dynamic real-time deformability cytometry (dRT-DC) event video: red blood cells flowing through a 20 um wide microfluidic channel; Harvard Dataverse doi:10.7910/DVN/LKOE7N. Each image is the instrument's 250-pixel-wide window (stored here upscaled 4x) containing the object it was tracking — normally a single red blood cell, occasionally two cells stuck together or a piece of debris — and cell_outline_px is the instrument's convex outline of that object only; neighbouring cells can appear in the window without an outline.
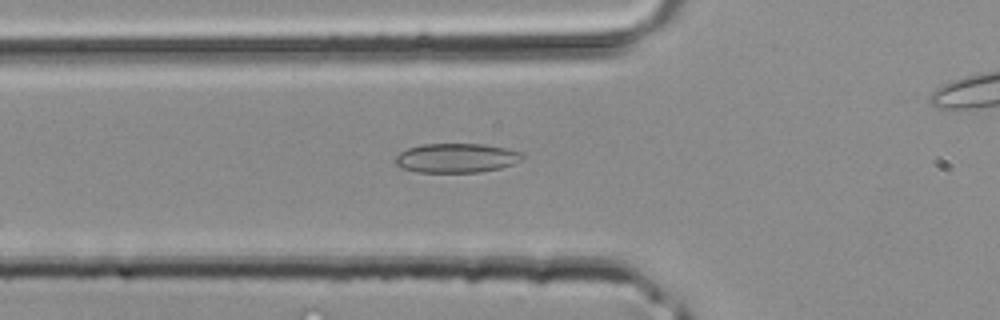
{"species": "common noctule bat (a hibernating species)", "species_latin": "Nyctalus noctula", "temperature_condition": "room temperature", "stored_images_in_passage": 25, "camera_frame_rate_fps": 3000, "um_per_image_px": 0.085, "animal": {"sex": "male", "body_mass_g": 20.4}, "frame": {"image": 1, "passage_image": 4, "time_ms": 1.0, "image_size_px": [1000, 320], "cell_outline_px": [[524, 156], [520, 160], [512, 164], [500, 168], [480, 172], [416, 172], [404, 168], [396, 164], [396, 156], [400, 152], [408, 148], [420, 144], [484, 144], [524, 152]], "centroid_in_image_um": [38.81, 13.42], "position_along_channel_um": 87.0, "area_um2": 21.62}}
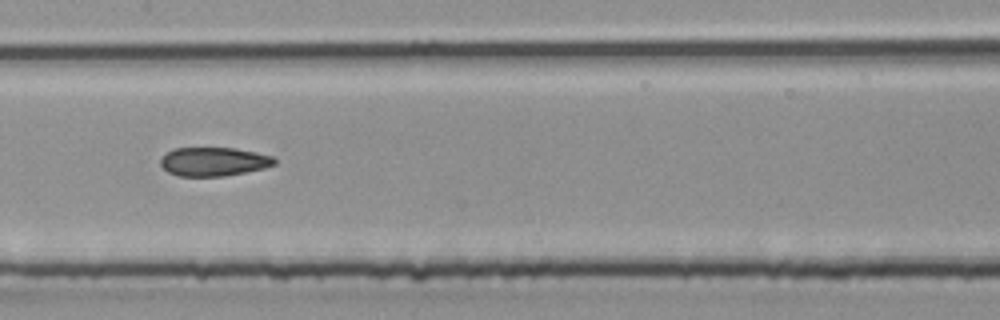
{"frame": {"image": 2, "passage_image": 10, "time_ms": 3.0, "image_size_px": [1000, 320], "cell_outline_px": [[276, 164], [264, 168], [224, 176], [180, 176], [168, 172], [160, 164], [160, 160], [172, 148], [236, 148], [256, 152], [272, 156], [276, 160]], "centroid_in_image_um": [18.17, 13.73], "position_along_channel_um": 189.2, "area_um2": 19.02}}
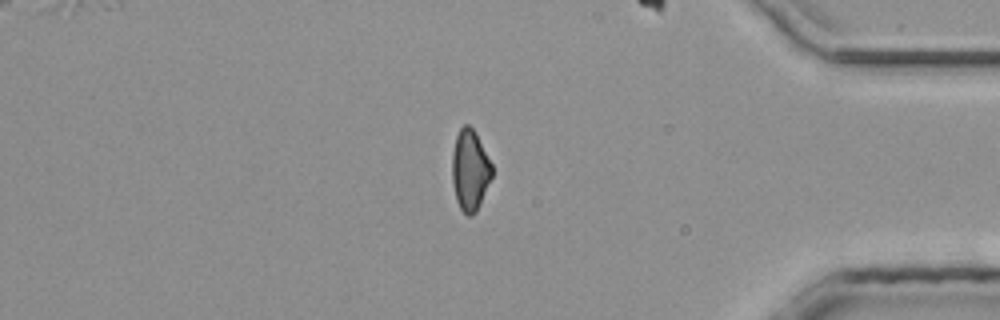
{"frame": {"image": 3, "passage_image": 24, "time_ms": 7.667, "image_size_px": [1000, 320], "cell_outline_px": [[492, 176], [476, 212], [472, 216], [468, 216], [460, 208], [456, 200], [452, 184], [452, 152], [456, 136], [460, 128], [464, 124], [468, 124], [472, 128], [492, 164]], "centroid_in_image_um": [39.93, 14.48], "position_along_channel_um": 395.3, "area_um2": 18.61}}